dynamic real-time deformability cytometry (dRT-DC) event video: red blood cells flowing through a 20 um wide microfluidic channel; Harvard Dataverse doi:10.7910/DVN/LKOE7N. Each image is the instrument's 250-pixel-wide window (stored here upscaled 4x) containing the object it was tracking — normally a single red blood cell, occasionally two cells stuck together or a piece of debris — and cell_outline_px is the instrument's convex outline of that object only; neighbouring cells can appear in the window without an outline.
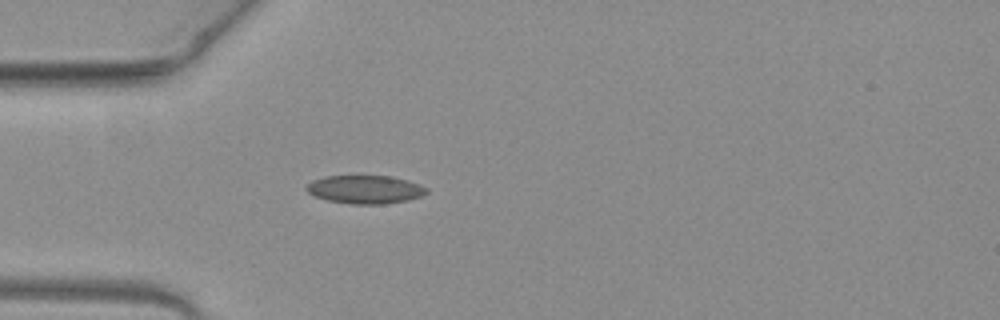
{"species": "common noctule bat (a hibernating species)", "species_latin": "Nyctalus noctula", "temperature_condition": "warm", "stored_images_in_passage": 37, "camera_frame_rate_fps": 3000, "um_per_image_px": 0.085, "animal": {"sex": "female", "body_mass_g": 19.3, "forearm_length_mm": 54.1}, "frame": {"image": 1, "passage_image": 1, "time_ms": 0.0, "image_size_px": [1000, 320], "cell_outline_px": [[428, 192], [420, 196], [404, 200], [384, 204], [352, 204], [328, 200], [316, 196], [308, 192], [304, 188], [312, 180], [324, 176], [392, 176], [408, 180], [428, 188]], "centroid_in_image_um": [31.02, 16.09], "position_along_channel_um": 54.0, "area_um2": 19.65}}
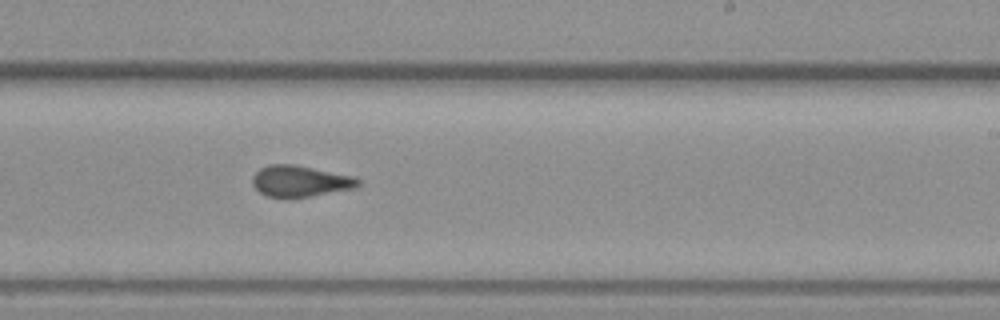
{"frame": {"image": 2, "passage_image": 17, "time_ms": 5.333, "image_size_px": [1000, 320], "cell_outline_px": [[360, 184], [356, 188], [308, 196], [268, 196], [260, 192], [252, 184], [252, 176], [260, 168], [268, 164], [292, 164], [356, 176], [360, 180]], "centroid_in_image_um": [25.53, 15.37], "position_along_channel_um": 263.5, "area_um2": 18.96}}
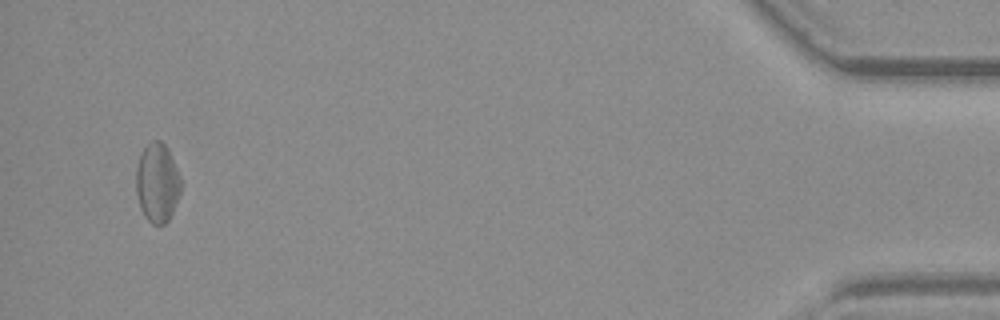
{"frame": {"image": 3, "passage_image": 35, "time_ms": 11.333, "image_size_px": [1000, 320], "cell_outline_px": [[180, 192], [172, 212], [168, 220], [164, 224], [152, 224], [144, 216], [140, 208], [136, 192], [136, 168], [140, 152], [152, 140], [160, 140], [168, 148], [180, 176]], "centroid_in_image_um": [13.35, 15.52], "position_along_channel_um": 421.9, "area_um2": 20.63}, "authors_computed_cell_mechanics": {"area_um2": 19.1896, "velocity_mm_per_s": 4.0594, "shape_relaxation_time_tau1_ms": null, "shape_relaxation_time_tau2_ms": 1.4997, "deformation_change_tau1": null, "deformation_change_tau2": 0.0823}}